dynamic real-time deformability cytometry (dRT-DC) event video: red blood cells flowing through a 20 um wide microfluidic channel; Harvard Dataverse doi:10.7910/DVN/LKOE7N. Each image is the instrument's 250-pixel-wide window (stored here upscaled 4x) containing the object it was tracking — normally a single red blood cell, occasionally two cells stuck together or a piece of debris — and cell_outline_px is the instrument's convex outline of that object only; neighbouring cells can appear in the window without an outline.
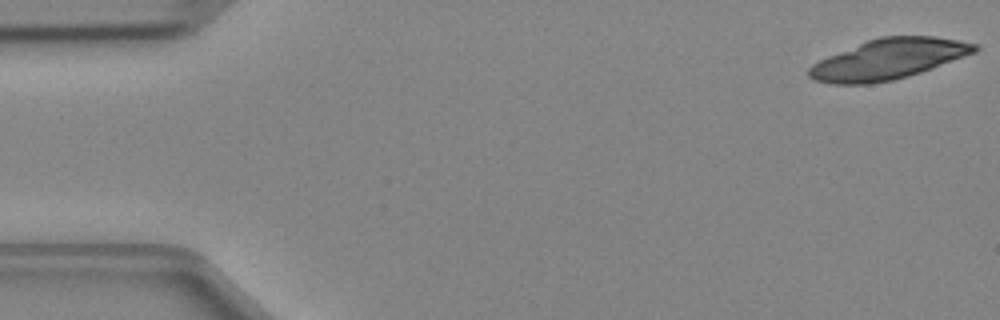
{"species": "Egyptian fruit bat (a non-hibernating species)", "species_latin": "Rousettus aegyptiacus", "temperature_condition": "cold", "stored_images_in_passage": 17, "camera_frame_rate_fps": 3000, "um_per_image_px": 0.085, "animal": {"sex": "female"}, "frame": {"image": 1, "passage_image": 1, "time_ms": 0.0, "image_size_px": [1000, 320], "cell_outline_px": [[980, 48], [976, 52], [920, 72], [892, 80], [872, 84], [832, 84], [816, 80], [808, 76], [808, 68], [812, 64], [828, 56], [868, 40], [880, 36], [936, 36], [980, 44]], "centroid_in_image_um": [75.53, 5.02], "position_along_channel_um": 9.5, "area_um2": 38.73}}